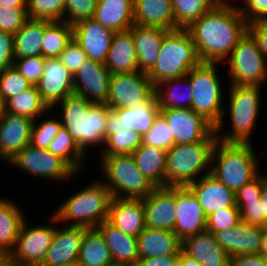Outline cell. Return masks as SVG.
<instances>
[{
    "instance_id": "60d3db41",
    "label": "cell",
    "mask_w": 267,
    "mask_h": 266,
    "mask_svg": "<svg viewBox=\"0 0 267 266\" xmlns=\"http://www.w3.org/2000/svg\"><path fill=\"white\" fill-rule=\"evenodd\" d=\"M175 30L186 29L221 0H171Z\"/></svg>"
},
{
    "instance_id": "d6986e66",
    "label": "cell",
    "mask_w": 267,
    "mask_h": 266,
    "mask_svg": "<svg viewBox=\"0 0 267 266\" xmlns=\"http://www.w3.org/2000/svg\"><path fill=\"white\" fill-rule=\"evenodd\" d=\"M142 204L147 228L173 232L176 220L175 187H155L142 199Z\"/></svg>"
},
{
    "instance_id": "7402d4cb",
    "label": "cell",
    "mask_w": 267,
    "mask_h": 266,
    "mask_svg": "<svg viewBox=\"0 0 267 266\" xmlns=\"http://www.w3.org/2000/svg\"><path fill=\"white\" fill-rule=\"evenodd\" d=\"M88 228L56 226L49 250L41 266H63L78 261L81 240Z\"/></svg>"
},
{
    "instance_id": "2644e50d",
    "label": "cell",
    "mask_w": 267,
    "mask_h": 266,
    "mask_svg": "<svg viewBox=\"0 0 267 266\" xmlns=\"http://www.w3.org/2000/svg\"><path fill=\"white\" fill-rule=\"evenodd\" d=\"M63 266H82V265L78 262H74V263L63 265Z\"/></svg>"
},
{
    "instance_id": "03108f58",
    "label": "cell",
    "mask_w": 267,
    "mask_h": 266,
    "mask_svg": "<svg viewBox=\"0 0 267 266\" xmlns=\"http://www.w3.org/2000/svg\"><path fill=\"white\" fill-rule=\"evenodd\" d=\"M6 114V104L3 97L0 95V120L3 118V116Z\"/></svg>"
},
{
    "instance_id": "681fc988",
    "label": "cell",
    "mask_w": 267,
    "mask_h": 266,
    "mask_svg": "<svg viewBox=\"0 0 267 266\" xmlns=\"http://www.w3.org/2000/svg\"><path fill=\"white\" fill-rule=\"evenodd\" d=\"M28 19L26 7L0 5V31L15 34Z\"/></svg>"
},
{
    "instance_id": "9a60e30c",
    "label": "cell",
    "mask_w": 267,
    "mask_h": 266,
    "mask_svg": "<svg viewBox=\"0 0 267 266\" xmlns=\"http://www.w3.org/2000/svg\"><path fill=\"white\" fill-rule=\"evenodd\" d=\"M160 108L157 97L153 101H142L132 107L110 109L106 121V138L112 134V129H130L142 137L151 129Z\"/></svg>"
},
{
    "instance_id": "bcb514c9",
    "label": "cell",
    "mask_w": 267,
    "mask_h": 266,
    "mask_svg": "<svg viewBox=\"0 0 267 266\" xmlns=\"http://www.w3.org/2000/svg\"><path fill=\"white\" fill-rule=\"evenodd\" d=\"M33 85L14 67L0 72V95L5 102L23 91L28 90Z\"/></svg>"
},
{
    "instance_id": "a7ac6f4b",
    "label": "cell",
    "mask_w": 267,
    "mask_h": 266,
    "mask_svg": "<svg viewBox=\"0 0 267 266\" xmlns=\"http://www.w3.org/2000/svg\"><path fill=\"white\" fill-rule=\"evenodd\" d=\"M261 229L263 234H267V218L263 221Z\"/></svg>"
},
{
    "instance_id": "7c38bea8",
    "label": "cell",
    "mask_w": 267,
    "mask_h": 266,
    "mask_svg": "<svg viewBox=\"0 0 267 266\" xmlns=\"http://www.w3.org/2000/svg\"><path fill=\"white\" fill-rule=\"evenodd\" d=\"M6 164L22 170L41 179L65 182L77 174L63 159L52 154L47 149L27 145Z\"/></svg>"
},
{
    "instance_id": "d4e9b609",
    "label": "cell",
    "mask_w": 267,
    "mask_h": 266,
    "mask_svg": "<svg viewBox=\"0 0 267 266\" xmlns=\"http://www.w3.org/2000/svg\"><path fill=\"white\" fill-rule=\"evenodd\" d=\"M107 220L125 234L137 238L146 228L142 199L113 198Z\"/></svg>"
},
{
    "instance_id": "d590c367",
    "label": "cell",
    "mask_w": 267,
    "mask_h": 266,
    "mask_svg": "<svg viewBox=\"0 0 267 266\" xmlns=\"http://www.w3.org/2000/svg\"><path fill=\"white\" fill-rule=\"evenodd\" d=\"M155 93L160 109H192V86L187 76L165 80L157 84Z\"/></svg>"
},
{
    "instance_id": "003e7915",
    "label": "cell",
    "mask_w": 267,
    "mask_h": 266,
    "mask_svg": "<svg viewBox=\"0 0 267 266\" xmlns=\"http://www.w3.org/2000/svg\"><path fill=\"white\" fill-rule=\"evenodd\" d=\"M0 266H8L7 257L2 253H0Z\"/></svg>"
},
{
    "instance_id": "f5cc1de1",
    "label": "cell",
    "mask_w": 267,
    "mask_h": 266,
    "mask_svg": "<svg viewBox=\"0 0 267 266\" xmlns=\"http://www.w3.org/2000/svg\"><path fill=\"white\" fill-rule=\"evenodd\" d=\"M261 172L235 193V203L259 202L263 188Z\"/></svg>"
},
{
    "instance_id": "3957f363",
    "label": "cell",
    "mask_w": 267,
    "mask_h": 266,
    "mask_svg": "<svg viewBox=\"0 0 267 266\" xmlns=\"http://www.w3.org/2000/svg\"><path fill=\"white\" fill-rule=\"evenodd\" d=\"M110 190L99 179L75 192L52 213L59 223L66 226L96 228L108 219L112 200Z\"/></svg>"
},
{
    "instance_id": "f6af8a7d",
    "label": "cell",
    "mask_w": 267,
    "mask_h": 266,
    "mask_svg": "<svg viewBox=\"0 0 267 266\" xmlns=\"http://www.w3.org/2000/svg\"><path fill=\"white\" fill-rule=\"evenodd\" d=\"M142 144L168 151L174 146V136L165 119L159 114L151 129L142 137Z\"/></svg>"
},
{
    "instance_id": "52a82bcc",
    "label": "cell",
    "mask_w": 267,
    "mask_h": 266,
    "mask_svg": "<svg viewBox=\"0 0 267 266\" xmlns=\"http://www.w3.org/2000/svg\"><path fill=\"white\" fill-rule=\"evenodd\" d=\"M217 64L219 63L201 62L186 76L192 86V109L209 121L215 130H224V113L227 110L223 108L225 92L222 91Z\"/></svg>"
},
{
    "instance_id": "74e56055",
    "label": "cell",
    "mask_w": 267,
    "mask_h": 266,
    "mask_svg": "<svg viewBox=\"0 0 267 266\" xmlns=\"http://www.w3.org/2000/svg\"><path fill=\"white\" fill-rule=\"evenodd\" d=\"M5 104L7 113L25 116L32 120H36L39 116H44L45 119L46 114H50L48 112L50 109L41 99L36 85L9 98Z\"/></svg>"
},
{
    "instance_id": "603a6c76",
    "label": "cell",
    "mask_w": 267,
    "mask_h": 266,
    "mask_svg": "<svg viewBox=\"0 0 267 266\" xmlns=\"http://www.w3.org/2000/svg\"><path fill=\"white\" fill-rule=\"evenodd\" d=\"M261 226L239 222L232 228L215 232L217 243L230 257L235 255L260 254Z\"/></svg>"
},
{
    "instance_id": "f546056e",
    "label": "cell",
    "mask_w": 267,
    "mask_h": 266,
    "mask_svg": "<svg viewBox=\"0 0 267 266\" xmlns=\"http://www.w3.org/2000/svg\"><path fill=\"white\" fill-rule=\"evenodd\" d=\"M93 18L115 33L128 31L134 25V0H98Z\"/></svg>"
},
{
    "instance_id": "44dd1931",
    "label": "cell",
    "mask_w": 267,
    "mask_h": 266,
    "mask_svg": "<svg viewBox=\"0 0 267 266\" xmlns=\"http://www.w3.org/2000/svg\"><path fill=\"white\" fill-rule=\"evenodd\" d=\"M33 122L28 117L6 112L0 120V161L7 163L30 145Z\"/></svg>"
},
{
    "instance_id": "1f68e13d",
    "label": "cell",
    "mask_w": 267,
    "mask_h": 266,
    "mask_svg": "<svg viewBox=\"0 0 267 266\" xmlns=\"http://www.w3.org/2000/svg\"><path fill=\"white\" fill-rule=\"evenodd\" d=\"M134 24L175 30L171 0H134Z\"/></svg>"
},
{
    "instance_id": "4fadbf2b",
    "label": "cell",
    "mask_w": 267,
    "mask_h": 266,
    "mask_svg": "<svg viewBox=\"0 0 267 266\" xmlns=\"http://www.w3.org/2000/svg\"><path fill=\"white\" fill-rule=\"evenodd\" d=\"M156 98L155 86L147 73L136 71L111 75L106 105L110 109L128 108Z\"/></svg>"
},
{
    "instance_id": "f1b7e54d",
    "label": "cell",
    "mask_w": 267,
    "mask_h": 266,
    "mask_svg": "<svg viewBox=\"0 0 267 266\" xmlns=\"http://www.w3.org/2000/svg\"><path fill=\"white\" fill-rule=\"evenodd\" d=\"M104 64L111 75L138 71L135 44L129 31L114 34Z\"/></svg>"
},
{
    "instance_id": "ee69618b",
    "label": "cell",
    "mask_w": 267,
    "mask_h": 266,
    "mask_svg": "<svg viewBox=\"0 0 267 266\" xmlns=\"http://www.w3.org/2000/svg\"><path fill=\"white\" fill-rule=\"evenodd\" d=\"M40 118L42 117L39 116L33 122L30 144L36 148L47 149L50 142L62 128V121L59 116V120L57 118H47L40 121Z\"/></svg>"
},
{
    "instance_id": "6125c7cd",
    "label": "cell",
    "mask_w": 267,
    "mask_h": 266,
    "mask_svg": "<svg viewBox=\"0 0 267 266\" xmlns=\"http://www.w3.org/2000/svg\"><path fill=\"white\" fill-rule=\"evenodd\" d=\"M176 266H201V264L196 261L191 256L187 255L182 249L180 253L179 260Z\"/></svg>"
},
{
    "instance_id": "9f6ffc18",
    "label": "cell",
    "mask_w": 267,
    "mask_h": 266,
    "mask_svg": "<svg viewBox=\"0 0 267 266\" xmlns=\"http://www.w3.org/2000/svg\"><path fill=\"white\" fill-rule=\"evenodd\" d=\"M240 210L241 221L251 225L261 226L260 202L236 203Z\"/></svg>"
},
{
    "instance_id": "cb8c5ba5",
    "label": "cell",
    "mask_w": 267,
    "mask_h": 266,
    "mask_svg": "<svg viewBox=\"0 0 267 266\" xmlns=\"http://www.w3.org/2000/svg\"><path fill=\"white\" fill-rule=\"evenodd\" d=\"M188 188L198 199L207 217L221 209L237 207L235 193L211 174L202 176Z\"/></svg>"
},
{
    "instance_id": "c3c4849f",
    "label": "cell",
    "mask_w": 267,
    "mask_h": 266,
    "mask_svg": "<svg viewBox=\"0 0 267 266\" xmlns=\"http://www.w3.org/2000/svg\"><path fill=\"white\" fill-rule=\"evenodd\" d=\"M239 222H241V215L238 207L221 209L207 217L206 231L214 234L232 228Z\"/></svg>"
},
{
    "instance_id": "4dcf8cb0",
    "label": "cell",
    "mask_w": 267,
    "mask_h": 266,
    "mask_svg": "<svg viewBox=\"0 0 267 266\" xmlns=\"http://www.w3.org/2000/svg\"><path fill=\"white\" fill-rule=\"evenodd\" d=\"M139 258L180 254L182 241L170 230L145 228L137 237Z\"/></svg>"
},
{
    "instance_id": "e7e4bbea",
    "label": "cell",
    "mask_w": 267,
    "mask_h": 266,
    "mask_svg": "<svg viewBox=\"0 0 267 266\" xmlns=\"http://www.w3.org/2000/svg\"><path fill=\"white\" fill-rule=\"evenodd\" d=\"M260 254H267V234H262Z\"/></svg>"
},
{
    "instance_id": "836d02e7",
    "label": "cell",
    "mask_w": 267,
    "mask_h": 266,
    "mask_svg": "<svg viewBox=\"0 0 267 266\" xmlns=\"http://www.w3.org/2000/svg\"><path fill=\"white\" fill-rule=\"evenodd\" d=\"M45 20L28 18L24 25L13 34L14 59L42 56Z\"/></svg>"
},
{
    "instance_id": "83f0119b",
    "label": "cell",
    "mask_w": 267,
    "mask_h": 266,
    "mask_svg": "<svg viewBox=\"0 0 267 266\" xmlns=\"http://www.w3.org/2000/svg\"><path fill=\"white\" fill-rule=\"evenodd\" d=\"M96 228L101 232L109 247L114 265H137L139 255L136 237L125 234L108 220Z\"/></svg>"
},
{
    "instance_id": "6f0895ef",
    "label": "cell",
    "mask_w": 267,
    "mask_h": 266,
    "mask_svg": "<svg viewBox=\"0 0 267 266\" xmlns=\"http://www.w3.org/2000/svg\"><path fill=\"white\" fill-rule=\"evenodd\" d=\"M248 32L258 44L267 62V20H259L248 24Z\"/></svg>"
},
{
    "instance_id": "94428289",
    "label": "cell",
    "mask_w": 267,
    "mask_h": 266,
    "mask_svg": "<svg viewBox=\"0 0 267 266\" xmlns=\"http://www.w3.org/2000/svg\"><path fill=\"white\" fill-rule=\"evenodd\" d=\"M259 202L261 204V225L267 218V176L263 175V188L261 191Z\"/></svg>"
},
{
    "instance_id": "ac0fdd59",
    "label": "cell",
    "mask_w": 267,
    "mask_h": 266,
    "mask_svg": "<svg viewBox=\"0 0 267 266\" xmlns=\"http://www.w3.org/2000/svg\"><path fill=\"white\" fill-rule=\"evenodd\" d=\"M176 216L173 232L183 241L206 230L207 216L188 187H175Z\"/></svg>"
},
{
    "instance_id": "5b68a950",
    "label": "cell",
    "mask_w": 267,
    "mask_h": 266,
    "mask_svg": "<svg viewBox=\"0 0 267 266\" xmlns=\"http://www.w3.org/2000/svg\"><path fill=\"white\" fill-rule=\"evenodd\" d=\"M252 145L217 141L213 148L210 174L234 193L260 173Z\"/></svg>"
},
{
    "instance_id": "b9f144b4",
    "label": "cell",
    "mask_w": 267,
    "mask_h": 266,
    "mask_svg": "<svg viewBox=\"0 0 267 266\" xmlns=\"http://www.w3.org/2000/svg\"><path fill=\"white\" fill-rule=\"evenodd\" d=\"M142 145V136L130 129H112L101 148V156L132 154Z\"/></svg>"
},
{
    "instance_id": "d6a6232c",
    "label": "cell",
    "mask_w": 267,
    "mask_h": 266,
    "mask_svg": "<svg viewBox=\"0 0 267 266\" xmlns=\"http://www.w3.org/2000/svg\"><path fill=\"white\" fill-rule=\"evenodd\" d=\"M26 215L16 201L0 196V253L6 257L13 251Z\"/></svg>"
},
{
    "instance_id": "11a10c76",
    "label": "cell",
    "mask_w": 267,
    "mask_h": 266,
    "mask_svg": "<svg viewBox=\"0 0 267 266\" xmlns=\"http://www.w3.org/2000/svg\"><path fill=\"white\" fill-rule=\"evenodd\" d=\"M13 47V34L0 31V72L14 66Z\"/></svg>"
},
{
    "instance_id": "7a4b0ae2",
    "label": "cell",
    "mask_w": 267,
    "mask_h": 266,
    "mask_svg": "<svg viewBox=\"0 0 267 266\" xmlns=\"http://www.w3.org/2000/svg\"><path fill=\"white\" fill-rule=\"evenodd\" d=\"M60 105V106H59ZM62 126L87 155L89 147L104 146L106 121L110 108L106 104L92 103L82 96L72 94L57 104Z\"/></svg>"
},
{
    "instance_id": "7dc6e473",
    "label": "cell",
    "mask_w": 267,
    "mask_h": 266,
    "mask_svg": "<svg viewBox=\"0 0 267 266\" xmlns=\"http://www.w3.org/2000/svg\"><path fill=\"white\" fill-rule=\"evenodd\" d=\"M98 0H65L64 21L70 25L94 17Z\"/></svg>"
},
{
    "instance_id": "f907efd6",
    "label": "cell",
    "mask_w": 267,
    "mask_h": 266,
    "mask_svg": "<svg viewBox=\"0 0 267 266\" xmlns=\"http://www.w3.org/2000/svg\"><path fill=\"white\" fill-rule=\"evenodd\" d=\"M45 60L43 56L15 59L13 67L32 85H36L43 74Z\"/></svg>"
},
{
    "instance_id": "e575fe53",
    "label": "cell",
    "mask_w": 267,
    "mask_h": 266,
    "mask_svg": "<svg viewBox=\"0 0 267 266\" xmlns=\"http://www.w3.org/2000/svg\"><path fill=\"white\" fill-rule=\"evenodd\" d=\"M166 154L161 148L145 144L132 153L138 169L155 187L165 186Z\"/></svg>"
},
{
    "instance_id": "2e32d148",
    "label": "cell",
    "mask_w": 267,
    "mask_h": 266,
    "mask_svg": "<svg viewBox=\"0 0 267 266\" xmlns=\"http://www.w3.org/2000/svg\"><path fill=\"white\" fill-rule=\"evenodd\" d=\"M111 74L104 63L87 58L73 75L74 94L92 103L106 104Z\"/></svg>"
},
{
    "instance_id": "91938a15",
    "label": "cell",
    "mask_w": 267,
    "mask_h": 266,
    "mask_svg": "<svg viewBox=\"0 0 267 266\" xmlns=\"http://www.w3.org/2000/svg\"><path fill=\"white\" fill-rule=\"evenodd\" d=\"M229 266H265L261 254L235 255L230 257Z\"/></svg>"
},
{
    "instance_id": "ab89813d",
    "label": "cell",
    "mask_w": 267,
    "mask_h": 266,
    "mask_svg": "<svg viewBox=\"0 0 267 266\" xmlns=\"http://www.w3.org/2000/svg\"><path fill=\"white\" fill-rule=\"evenodd\" d=\"M47 150L63 159L77 173V175L79 172L81 174V171H83L81 167H83V164L86 161L85 158H87L85 156L87 155L80 150L77 143L63 126L55 138L50 142Z\"/></svg>"
},
{
    "instance_id": "ffe728a7",
    "label": "cell",
    "mask_w": 267,
    "mask_h": 266,
    "mask_svg": "<svg viewBox=\"0 0 267 266\" xmlns=\"http://www.w3.org/2000/svg\"><path fill=\"white\" fill-rule=\"evenodd\" d=\"M115 32L94 18L73 25V39L86 53L87 58L104 63Z\"/></svg>"
},
{
    "instance_id": "8c879c8a",
    "label": "cell",
    "mask_w": 267,
    "mask_h": 266,
    "mask_svg": "<svg viewBox=\"0 0 267 266\" xmlns=\"http://www.w3.org/2000/svg\"><path fill=\"white\" fill-rule=\"evenodd\" d=\"M112 266H129V265H112Z\"/></svg>"
},
{
    "instance_id": "8fae6325",
    "label": "cell",
    "mask_w": 267,
    "mask_h": 266,
    "mask_svg": "<svg viewBox=\"0 0 267 266\" xmlns=\"http://www.w3.org/2000/svg\"><path fill=\"white\" fill-rule=\"evenodd\" d=\"M50 225L29 226L25 219L19 230L16 245L7 257L8 266H41L55 234L57 218L52 215Z\"/></svg>"
},
{
    "instance_id": "9c48e42d",
    "label": "cell",
    "mask_w": 267,
    "mask_h": 266,
    "mask_svg": "<svg viewBox=\"0 0 267 266\" xmlns=\"http://www.w3.org/2000/svg\"><path fill=\"white\" fill-rule=\"evenodd\" d=\"M100 159V172L104 177L101 181L112 198L144 199L155 188L138 169L132 154L101 156Z\"/></svg>"
},
{
    "instance_id": "680465c9",
    "label": "cell",
    "mask_w": 267,
    "mask_h": 266,
    "mask_svg": "<svg viewBox=\"0 0 267 266\" xmlns=\"http://www.w3.org/2000/svg\"><path fill=\"white\" fill-rule=\"evenodd\" d=\"M180 254L166 255L163 257L139 258L136 266H176Z\"/></svg>"
},
{
    "instance_id": "6da1fadb",
    "label": "cell",
    "mask_w": 267,
    "mask_h": 266,
    "mask_svg": "<svg viewBox=\"0 0 267 266\" xmlns=\"http://www.w3.org/2000/svg\"><path fill=\"white\" fill-rule=\"evenodd\" d=\"M186 30L201 62L225 61L248 31V23L231 1H220Z\"/></svg>"
},
{
    "instance_id": "4316f807",
    "label": "cell",
    "mask_w": 267,
    "mask_h": 266,
    "mask_svg": "<svg viewBox=\"0 0 267 266\" xmlns=\"http://www.w3.org/2000/svg\"><path fill=\"white\" fill-rule=\"evenodd\" d=\"M128 31L134 40L138 70L148 73L155 65L161 42L169 31L159 27H146L137 24H134Z\"/></svg>"
},
{
    "instance_id": "f35d334b",
    "label": "cell",
    "mask_w": 267,
    "mask_h": 266,
    "mask_svg": "<svg viewBox=\"0 0 267 266\" xmlns=\"http://www.w3.org/2000/svg\"><path fill=\"white\" fill-rule=\"evenodd\" d=\"M42 44V56L58 58L66 45L73 39V26L66 21L45 20V33Z\"/></svg>"
},
{
    "instance_id": "277c9868",
    "label": "cell",
    "mask_w": 267,
    "mask_h": 266,
    "mask_svg": "<svg viewBox=\"0 0 267 266\" xmlns=\"http://www.w3.org/2000/svg\"><path fill=\"white\" fill-rule=\"evenodd\" d=\"M218 141L216 133L209 139L175 144L166 154L165 186L188 187L211 172V156Z\"/></svg>"
},
{
    "instance_id": "8d00e7d4",
    "label": "cell",
    "mask_w": 267,
    "mask_h": 266,
    "mask_svg": "<svg viewBox=\"0 0 267 266\" xmlns=\"http://www.w3.org/2000/svg\"><path fill=\"white\" fill-rule=\"evenodd\" d=\"M78 263L82 266H112L114 265L109 247L97 228L85 231L81 240Z\"/></svg>"
},
{
    "instance_id": "e0dca14e",
    "label": "cell",
    "mask_w": 267,
    "mask_h": 266,
    "mask_svg": "<svg viewBox=\"0 0 267 266\" xmlns=\"http://www.w3.org/2000/svg\"><path fill=\"white\" fill-rule=\"evenodd\" d=\"M36 87L41 99L54 111L59 102L74 94L73 75L58 58H46L43 74Z\"/></svg>"
},
{
    "instance_id": "be15d7a7",
    "label": "cell",
    "mask_w": 267,
    "mask_h": 266,
    "mask_svg": "<svg viewBox=\"0 0 267 266\" xmlns=\"http://www.w3.org/2000/svg\"><path fill=\"white\" fill-rule=\"evenodd\" d=\"M27 0H0V5L7 7H26Z\"/></svg>"
},
{
    "instance_id": "db71d44e",
    "label": "cell",
    "mask_w": 267,
    "mask_h": 266,
    "mask_svg": "<svg viewBox=\"0 0 267 266\" xmlns=\"http://www.w3.org/2000/svg\"><path fill=\"white\" fill-rule=\"evenodd\" d=\"M242 1L243 8H239V6L237 7L248 24L259 20H267V0Z\"/></svg>"
},
{
    "instance_id": "5bb4252c",
    "label": "cell",
    "mask_w": 267,
    "mask_h": 266,
    "mask_svg": "<svg viewBox=\"0 0 267 266\" xmlns=\"http://www.w3.org/2000/svg\"><path fill=\"white\" fill-rule=\"evenodd\" d=\"M174 136L175 144H188L209 139L215 127L191 108L160 109Z\"/></svg>"
},
{
    "instance_id": "89a4df30",
    "label": "cell",
    "mask_w": 267,
    "mask_h": 266,
    "mask_svg": "<svg viewBox=\"0 0 267 266\" xmlns=\"http://www.w3.org/2000/svg\"><path fill=\"white\" fill-rule=\"evenodd\" d=\"M263 258L264 265L267 266V254H261Z\"/></svg>"
},
{
    "instance_id": "484cf974",
    "label": "cell",
    "mask_w": 267,
    "mask_h": 266,
    "mask_svg": "<svg viewBox=\"0 0 267 266\" xmlns=\"http://www.w3.org/2000/svg\"><path fill=\"white\" fill-rule=\"evenodd\" d=\"M182 250L201 266H229L230 256L217 243L214 234L204 231L182 241Z\"/></svg>"
},
{
    "instance_id": "7bdbcfd3",
    "label": "cell",
    "mask_w": 267,
    "mask_h": 266,
    "mask_svg": "<svg viewBox=\"0 0 267 266\" xmlns=\"http://www.w3.org/2000/svg\"><path fill=\"white\" fill-rule=\"evenodd\" d=\"M26 9L31 19L64 21L65 0H27Z\"/></svg>"
},
{
    "instance_id": "30bf717a",
    "label": "cell",
    "mask_w": 267,
    "mask_h": 266,
    "mask_svg": "<svg viewBox=\"0 0 267 266\" xmlns=\"http://www.w3.org/2000/svg\"><path fill=\"white\" fill-rule=\"evenodd\" d=\"M228 64L230 85L260 86L267 80V62L253 36L247 31L238 41Z\"/></svg>"
},
{
    "instance_id": "8992f818",
    "label": "cell",
    "mask_w": 267,
    "mask_h": 266,
    "mask_svg": "<svg viewBox=\"0 0 267 266\" xmlns=\"http://www.w3.org/2000/svg\"><path fill=\"white\" fill-rule=\"evenodd\" d=\"M201 63L196 46L186 29L169 31L163 38L158 59L147 73L154 86L174 78L186 76Z\"/></svg>"
},
{
    "instance_id": "ba28073f",
    "label": "cell",
    "mask_w": 267,
    "mask_h": 266,
    "mask_svg": "<svg viewBox=\"0 0 267 266\" xmlns=\"http://www.w3.org/2000/svg\"><path fill=\"white\" fill-rule=\"evenodd\" d=\"M228 115L232 130H215L218 141L223 143L250 144L251 135L257 126L260 112L261 87L249 85H229ZM222 132V133H221ZM221 133V134H220Z\"/></svg>"
},
{
    "instance_id": "816d5d0a",
    "label": "cell",
    "mask_w": 267,
    "mask_h": 266,
    "mask_svg": "<svg viewBox=\"0 0 267 266\" xmlns=\"http://www.w3.org/2000/svg\"><path fill=\"white\" fill-rule=\"evenodd\" d=\"M58 59L74 75L87 59V55L80 45L72 39Z\"/></svg>"
}]
</instances>
